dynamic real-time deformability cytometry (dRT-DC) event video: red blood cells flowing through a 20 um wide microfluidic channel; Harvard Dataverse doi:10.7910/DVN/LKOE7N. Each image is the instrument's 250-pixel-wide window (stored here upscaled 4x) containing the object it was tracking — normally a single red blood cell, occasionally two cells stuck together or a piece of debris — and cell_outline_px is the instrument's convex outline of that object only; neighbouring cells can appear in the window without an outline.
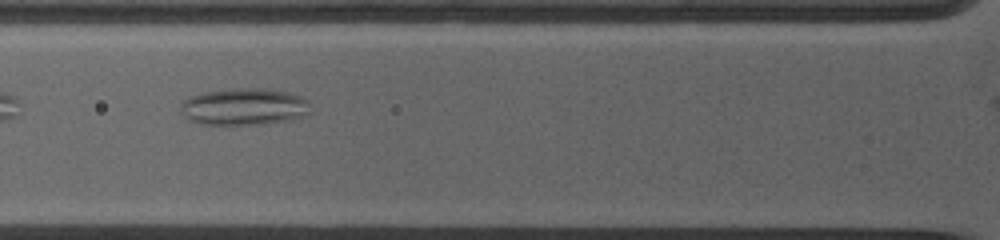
{"species": "common noctule bat (a hibernating species)", "species_latin": "Nyctalus noctula", "temperature_condition": "warm", "stored_images_in_passage": 26, "camera_frame_rate_fps": 5000, "um_per_image_px": 0.085, "animal": {"sex": "female", "body_mass_g": 19.0, "forearm_length_mm": 53.3}, "frame": {"image": 1, "passage_image": 5, "time_ms": 1.6, "image_size_px": [1000, 240], "cell_outline_px": [[304, 100], [300, 112], [276, 120], [240, 124], [212, 124], [196, 120], [188, 116], [180, 108], [184, 100], [192, 96], [208, 92], [284, 92], [296, 96]], "centroid_in_image_um": [20.49, 9.09], "position_along_channel_um": 105.3, "area_um2": 23.52}}
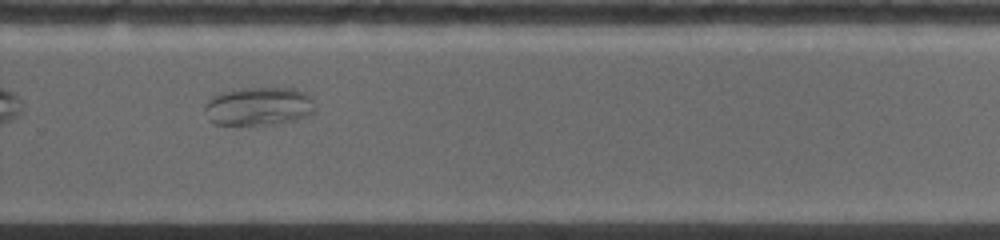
{"frame": {"image": 2, "passage_image": 19, "time_ms": 6.8, "image_size_px": [1000, 240], "cell_outline_px": [[316, 112], [300, 116], [280, 120], [252, 124], [216, 124], [212, 120], [204, 108], [216, 96], [228, 92], [244, 88], [292, 88], [304, 92], [312, 100]], "centroid_in_image_um": [22.01, 8.99], "position_along_channel_um": 307.8, "area_um2": 22.95}}